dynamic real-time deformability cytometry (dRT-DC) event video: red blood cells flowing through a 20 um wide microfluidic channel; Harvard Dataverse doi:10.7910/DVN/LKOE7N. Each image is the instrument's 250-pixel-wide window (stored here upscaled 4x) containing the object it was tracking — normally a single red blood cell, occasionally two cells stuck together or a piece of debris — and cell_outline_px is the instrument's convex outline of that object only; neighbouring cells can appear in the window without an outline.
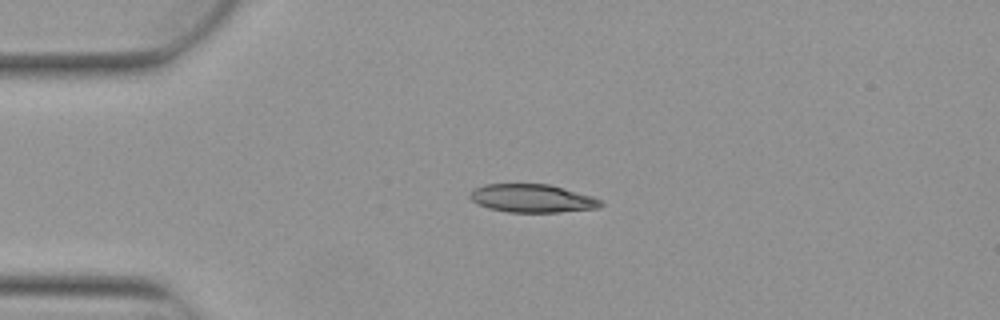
{"species": "Egyptian fruit bat (a non-hibernating species)", "species_latin": "Rousettus aegyptiacus", "temperature_condition": "warm", "stored_images_in_passage": 4, "camera_frame_rate_fps": 3000, "um_per_image_px": 0.085, "animal": {"sex": "female"}, "frame": {"image": 1, "passage_image": 2, "time_ms": 0.333, "image_size_px": [1000, 320], "cell_outline_px": [[604, 204], [600, 208], [560, 212], [508, 212], [488, 208], [472, 200], [468, 196], [476, 188], [484, 184], [548, 184], [592, 196], [604, 200]], "centroid_in_image_um": [45.29, 16.86], "position_along_channel_um": 39.7, "area_um2": 21.44}}
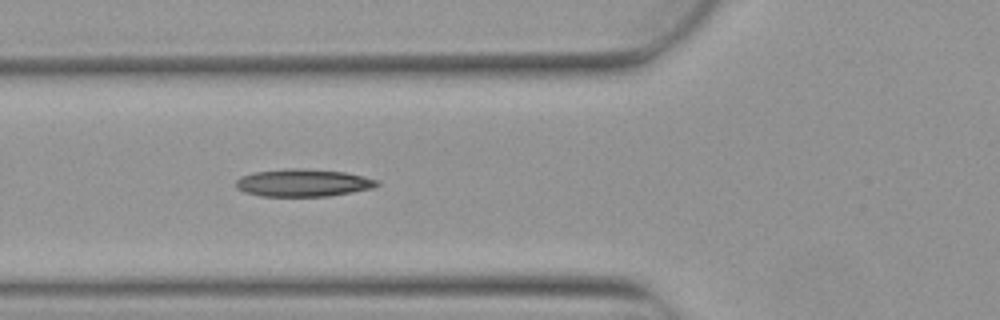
{"frame": {"image": 2, "passage_image": 4, "time_ms": 1.0, "image_size_px": [1000, 320], "cell_outline_px": [[380, 184], [372, 188], [352, 192], [328, 196], [260, 196], [244, 192], [236, 188], [236, 180], [240, 176], [252, 172], [284, 168], [304, 168], [344, 172], [364, 176], [380, 180]], "centroid_in_image_um": [25.74, 15.53], "position_along_channel_um": 100.1, "area_um2": 22.89}}